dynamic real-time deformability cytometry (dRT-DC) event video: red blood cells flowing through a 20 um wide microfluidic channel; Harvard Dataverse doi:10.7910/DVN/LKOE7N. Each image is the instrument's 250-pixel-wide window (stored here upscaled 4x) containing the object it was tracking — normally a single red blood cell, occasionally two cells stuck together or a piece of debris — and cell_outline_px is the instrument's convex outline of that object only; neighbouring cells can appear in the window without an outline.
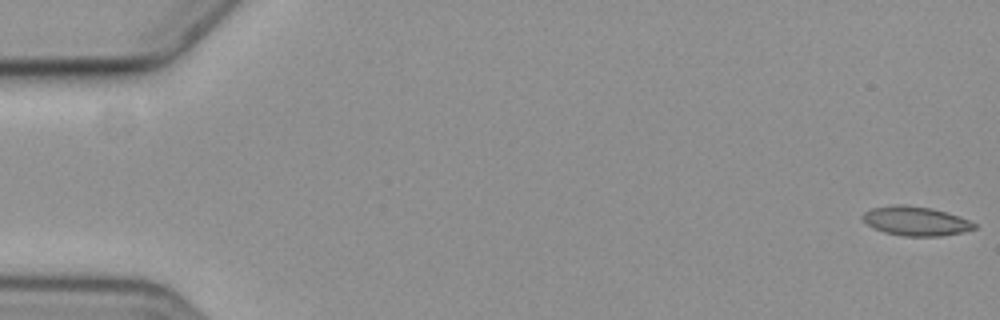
{"species": "common noctule bat (a hibernating species)", "species_latin": "Nyctalus noctula", "temperature_condition": "cold", "stored_images_in_passage": 10, "camera_frame_rate_fps": 3000, "um_per_image_px": 0.085, "animal": {"sex": "female", "body_mass_g": 19.3, "forearm_length_mm": 54.1}, "frame": {"image": 1, "passage_image": 1, "time_ms": 0.0, "image_size_px": [1000, 320], "cell_outline_px": [[976, 228], [964, 232], [940, 236], [904, 236], [884, 232], [872, 228], [860, 216], [864, 212], [872, 208], [896, 204], [904, 204], [928, 208], [944, 212], [968, 220], [976, 224]], "centroid_in_image_um": [77.79, 18.8], "position_along_channel_um": 7.2, "area_um2": 18.79}}